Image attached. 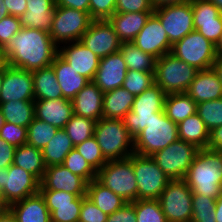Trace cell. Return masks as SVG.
<instances>
[{
	"label": "cell",
	"mask_w": 222,
	"mask_h": 222,
	"mask_svg": "<svg viewBox=\"0 0 222 222\" xmlns=\"http://www.w3.org/2000/svg\"><path fill=\"white\" fill-rule=\"evenodd\" d=\"M191 1L192 0H151V3L153 5L154 9H156V8H161L164 6L188 3Z\"/></svg>",
	"instance_id": "91938a15"
},
{
	"label": "cell",
	"mask_w": 222,
	"mask_h": 222,
	"mask_svg": "<svg viewBox=\"0 0 222 222\" xmlns=\"http://www.w3.org/2000/svg\"><path fill=\"white\" fill-rule=\"evenodd\" d=\"M211 1L215 6L219 8V10L222 12V0H209Z\"/></svg>",
	"instance_id": "a7ac6f4b"
},
{
	"label": "cell",
	"mask_w": 222,
	"mask_h": 222,
	"mask_svg": "<svg viewBox=\"0 0 222 222\" xmlns=\"http://www.w3.org/2000/svg\"><path fill=\"white\" fill-rule=\"evenodd\" d=\"M136 222H167L158 199H139L134 201Z\"/></svg>",
	"instance_id": "60d3db41"
},
{
	"label": "cell",
	"mask_w": 222,
	"mask_h": 222,
	"mask_svg": "<svg viewBox=\"0 0 222 222\" xmlns=\"http://www.w3.org/2000/svg\"><path fill=\"white\" fill-rule=\"evenodd\" d=\"M74 145L64 129H58L48 144L41 149L46 167L63 164Z\"/></svg>",
	"instance_id": "e575fe53"
},
{
	"label": "cell",
	"mask_w": 222,
	"mask_h": 222,
	"mask_svg": "<svg viewBox=\"0 0 222 222\" xmlns=\"http://www.w3.org/2000/svg\"><path fill=\"white\" fill-rule=\"evenodd\" d=\"M164 113L174 123H179L197 111V104L187 93L168 94L164 99Z\"/></svg>",
	"instance_id": "836d02e7"
},
{
	"label": "cell",
	"mask_w": 222,
	"mask_h": 222,
	"mask_svg": "<svg viewBox=\"0 0 222 222\" xmlns=\"http://www.w3.org/2000/svg\"><path fill=\"white\" fill-rule=\"evenodd\" d=\"M90 0H56V6L69 7L89 13Z\"/></svg>",
	"instance_id": "680465c9"
},
{
	"label": "cell",
	"mask_w": 222,
	"mask_h": 222,
	"mask_svg": "<svg viewBox=\"0 0 222 222\" xmlns=\"http://www.w3.org/2000/svg\"><path fill=\"white\" fill-rule=\"evenodd\" d=\"M154 12L151 0H117L115 13Z\"/></svg>",
	"instance_id": "f5cc1de1"
},
{
	"label": "cell",
	"mask_w": 222,
	"mask_h": 222,
	"mask_svg": "<svg viewBox=\"0 0 222 222\" xmlns=\"http://www.w3.org/2000/svg\"><path fill=\"white\" fill-rule=\"evenodd\" d=\"M152 118H154V113H152V115H139L131 110L125 115L123 122L134 139L141 131L144 130L146 124H148Z\"/></svg>",
	"instance_id": "816d5d0a"
},
{
	"label": "cell",
	"mask_w": 222,
	"mask_h": 222,
	"mask_svg": "<svg viewBox=\"0 0 222 222\" xmlns=\"http://www.w3.org/2000/svg\"><path fill=\"white\" fill-rule=\"evenodd\" d=\"M35 118L63 129L73 115V104L66 98L34 100Z\"/></svg>",
	"instance_id": "7402d4cb"
},
{
	"label": "cell",
	"mask_w": 222,
	"mask_h": 222,
	"mask_svg": "<svg viewBox=\"0 0 222 222\" xmlns=\"http://www.w3.org/2000/svg\"><path fill=\"white\" fill-rule=\"evenodd\" d=\"M0 139L18 148L27 143V127L5 122L0 129Z\"/></svg>",
	"instance_id": "7dc6e473"
},
{
	"label": "cell",
	"mask_w": 222,
	"mask_h": 222,
	"mask_svg": "<svg viewBox=\"0 0 222 222\" xmlns=\"http://www.w3.org/2000/svg\"><path fill=\"white\" fill-rule=\"evenodd\" d=\"M2 80H3V72H0V91H1Z\"/></svg>",
	"instance_id": "8c879c8a"
},
{
	"label": "cell",
	"mask_w": 222,
	"mask_h": 222,
	"mask_svg": "<svg viewBox=\"0 0 222 222\" xmlns=\"http://www.w3.org/2000/svg\"><path fill=\"white\" fill-rule=\"evenodd\" d=\"M58 128L37 118L27 127V143L37 149H43L56 134Z\"/></svg>",
	"instance_id": "ab89813d"
},
{
	"label": "cell",
	"mask_w": 222,
	"mask_h": 222,
	"mask_svg": "<svg viewBox=\"0 0 222 222\" xmlns=\"http://www.w3.org/2000/svg\"><path fill=\"white\" fill-rule=\"evenodd\" d=\"M5 121L15 125L28 127L35 118L34 101L11 100L0 104Z\"/></svg>",
	"instance_id": "8d00e7d4"
},
{
	"label": "cell",
	"mask_w": 222,
	"mask_h": 222,
	"mask_svg": "<svg viewBox=\"0 0 222 222\" xmlns=\"http://www.w3.org/2000/svg\"><path fill=\"white\" fill-rule=\"evenodd\" d=\"M134 202H127L122 208L108 215L106 222H136Z\"/></svg>",
	"instance_id": "db71d44e"
},
{
	"label": "cell",
	"mask_w": 222,
	"mask_h": 222,
	"mask_svg": "<svg viewBox=\"0 0 222 222\" xmlns=\"http://www.w3.org/2000/svg\"><path fill=\"white\" fill-rule=\"evenodd\" d=\"M94 137L107 161L129 158L134 153V139L123 119H99Z\"/></svg>",
	"instance_id": "3957f363"
},
{
	"label": "cell",
	"mask_w": 222,
	"mask_h": 222,
	"mask_svg": "<svg viewBox=\"0 0 222 222\" xmlns=\"http://www.w3.org/2000/svg\"><path fill=\"white\" fill-rule=\"evenodd\" d=\"M96 121L73 114L63 128L74 146L94 136Z\"/></svg>",
	"instance_id": "f35d334b"
},
{
	"label": "cell",
	"mask_w": 222,
	"mask_h": 222,
	"mask_svg": "<svg viewBox=\"0 0 222 222\" xmlns=\"http://www.w3.org/2000/svg\"><path fill=\"white\" fill-rule=\"evenodd\" d=\"M27 9L20 17L22 27L50 32L56 0H26Z\"/></svg>",
	"instance_id": "d4e9b609"
},
{
	"label": "cell",
	"mask_w": 222,
	"mask_h": 222,
	"mask_svg": "<svg viewBox=\"0 0 222 222\" xmlns=\"http://www.w3.org/2000/svg\"><path fill=\"white\" fill-rule=\"evenodd\" d=\"M9 66L6 51L0 46V72H3Z\"/></svg>",
	"instance_id": "be15d7a7"
},
{
	"label": "cell",
	"mask_w": 222,
	"mask_h": 222,
	"mask_svg": "<svg viewBox=\"0 0 222 222\" xmlns=\"http://www.w3.org/2000/svg\"><path fill=\"white\" fill-rule=\"evenodd\" d=\"M92 21L93 19L88 12L55 6V14L49 34L58 47L61 44L80 41Z\"/></svg>",
	"instance_id": "52a82bcc"
},
{
	"label": "cell",
	"mask_w": 222,
	"mask_h": 222,
	"mask_svg": "<svg viewBox=\"0 0 222 222\" xmlns=\"http://www.w3.org/2000/svg\"><path fill=\"white\" fill-rule=\"evenodd\" d=\"M179 139L178 126L164 111L154 113V118L134 138V153L152 156Z\"/></svg>",
	"instance_id": "277c9868"
},
{
	"label": "cell",
	"mask_w": 222,
	"mask_h": 222,
	"mask_svg": "<svg viewBox=\"0 0 222 222\" xmlns=\"http://www.w3.org/2000/svg\"><path fill=\"white\" fill-rule=\"evenodd\" d=\"M74 147L96 171L108 162L94 136Z\"/></svg>",
	"instance_id": "bcb514c9"
},
{
	"label": "cell",
	"mask_w": 222,
	"mask_h": 222,
	"mask_svg": "<svg viewBox=\"0 0 222 222\" xmlns=\"http://www.w3.org/2000/svg\"><path fill=\"white\" fill-rule=\"evenodd\" d=\"M177 126L179 139L198 149L208 148L210 131L197 113L179 122Z\"/></svg>",
	"instance_id": "f546056e"
},
{
	"label": "cell",
	"mask_w": 222,
	"mask_h": 222,
	"mask_svg": "<svg viewBox=\"0 0 222 222\" xmlns=\"http://www.w3.org/2000/svg\"><path fill=\"white\" fill-rule=\"evenodd\" d=\"M96 180L127 202L137 200L133 154L126 159L108 161L97 171Z\"/></svg>",
	"instance_id": "8992f818"
},
{
	"label": "cell",
	"mask_w": 222,
	"mask_h": 222,
	"mask_svg": "<svg viewBox=\"0 0 222 222\" xmlns=\"http://www.w3.org/2000/svg\"><path fill=\"white\" fill-rule=\"evenodd\" d=\"M199 150L193 144L178 139L151 157L170 180L184 179Z\"/></svg>",
	"instance_id": "7c38bea8"
},
{
	"label": "cell",
	"mask_w": 222,
	"mask_h": 222,
	"mask_svg": "<svg viewBox=\"0 0 222 222\" xmlns=\"http://www.w3.org/2000/svg\"><path fill=\"white\" fill-rule=\"evenodd\" d=\"M17 222H51L50 212L40 192L8 207Z\"/></svg>",
	"instance_id": "484cf974"
},
{
	"label": "cell",
	"mask_w": 222,
	"mask_h": 222,
	"mask_svg": "<svg viewBox=\"0 0 222 222\" xmlns=\"http://www.w3.org/2000/svg\"><path fill=\"white\" fill-rule=\"evenodd\" d=\"M155 73L128 70L122 87L134 96L141 94L155 83Z\"/></svg>",
	"instance_id": "f6af8a7d"
},
{
	"label": "cell",
	"mask_w": 222,
	"mask_h": 222,
	"mask_svg": "<svg viewBox=\"0 0 222 222\" xmlns=\"http://www.w3.org/2000/svg\"><path fill=\"white\" fill-rule=\"evenodd\" d=\"M13 164L25 169L40 182L46 170L42 151L28 144L21 145L15 149Z\"/></svg>",
	"instance_id": "d6a6232c"
},
{
	"label": "cell",
	"mask_w": 222,
	"mask_h": 222,
	"mask_svg": "<svg viewBox=\"0 0 222 222\" xmlns=\"http://www.w3.org/2000/svg\"><path fill=\"white\" fill-rule=\"evenodd\" d=\"M132 43L143 52L154 56L156 59L171 52L172 49L167 33L159 18L154 13L147 19L145 26Z\"/></svg>",
	"instance_id": "ac0fdd59"
},
{
	"label": "cell",
	"mask_w": 222,
	"mask_h": 222,
	"mask_svg": "<svg viewBox=\"0 0 222 222\" xmlns=\"http://www.w3.org/2000/svg\"><path fill=\"white\" fill-rule=\"evenodd\" d=\"M166 94L154 83L141 94L135 96L132 111L139 115H152V113L164 111V99Z\"/></svg>",
	"instance_id": "74e56055"
},
{
	"label": "cell",
	"mask_w": 222,
	"mask_h": 222,
	"mask_svg": "<svg viewBox=\"0 0 222 222\" xmlns=\"http://www.w3.org/2000/svg\"><path fill=\"white\" fill-rule=\"evenodd\" d=\"M128 70L155 73L156 58L132 42H121L120 50Z\"/></svg>",
	"instance_id": "d590c367"
},
{
	"label": "cell",
	"mask_w": 222,
	"mask_h": 222,
	"mask_svg": "<svg viewBox=\"0 0 222 222\" xmlns=\"http://www.w3.org/2000/svg\"><path fill=\"white\" fill-rule=\"evenodd\" d=\"M216 199L202 194H192V220L191 222H216Z\"/></svg>",
	"instance_id": "b9f144b4"
},
{
	"label": "cell",
	"mask_w": 222,
	"mask_h": 222,
	"mask_svg": "<svg viewBox=\"0 0 222 222\" xmlns=\"http://www.w3.org/2000/svg\"><path fill=\"white\" fill-rule=\"evenodd\" d=\"M186 93L196 104L222 98V81L212 68L199 70Z\"/></svg>",
	"instance_id": "603a6c76"
},
{
	"label": "cell",
	"mask_w": 222,
	"mask_h": 222,
	"mask_svg": "<svg viewBox=\"0 0 222 222\" xmlns=\"http://www.w3.org/2000/svg\"><path fill=\"white\" fill-rule=\"evenodd\" d=\"M153 13L162 23L172 46L195 30L191 2L156 8Z\"/></svg>",
	"instance_id": "4fadbf2b"
},
{
	"label": "cell",
	"mask_w": 222,
	"mask_h": 222,
	"mask_svg": "<svg viewBox=\"0 0 222 222\" xmlns=\"http://www.w3.org/2000/svg\"><path fill=\"white\" fill-rule=\"evenodd\" d=\"M216 53H217V57H222V34H221L220 40L218 41L216 45Z\"/></svg>",
	"instance_id": "003e7915"
},
{
	"label": "cell",
	"mask_w": 222,
	"mask_h": 222,
	"mask_svg": "<svg viewBox=\"0 0 222 222\" xmlns=\"http://www.w3.org/2000/svg\"><path fill=\"white\" fill-rule=\"evenodd\" d=\"M9 15L21 17L27 9L26 0H4Z\"/></svg>",
	"instance_id": "9f6ffc18"
},
{
	"label": "cell",
	"mask_w": 222,
	"mask_h": 222,
	"mask_svg": "<svg viewBox=\"0 0 222 222\" xmlns=\"http://www.w3.org/2000/svg\"><path fill=\"white\" fill-rule=\"evenodd\" d=\"M58 48L49 32L22 27L4 49L9 66L33 72L51 66Z\"/></svg>",
	"instance_id": "6da1fadb"
},
{
	"label": "cell",
	"mask_w": 222,
	"mask_h": 222,
	"mask_svg": "<svg viewBox=\"0 0 222 222\" xmlns=\"http://www.w3.org/2000/svg\"><path fill=\"white\" fill-rule=\"evenodd\" d=\"M7 16H9V13L7 11V7L4 4V0H0V20Z\"/></svg>",
	"instance_id": "03108f58"
},
{
	"label": "cell",
	"mask_w": 222,
	"mask_h": 222,
	"mask_svg": "<svg viewBox=\"0 0 222 222\" xmlns=\"http://www.w3.org/2000/svg\"><path fill=\"white\" fill-rule=\"evenodd\" d=\"M153 12L114 13L108 20L121 42H132Z\"/></svg>",
	"instance_id": "83f0119b"
},
{
	"label": "cell",
	"mask_w": 222,
	"mask_h": 222,
	"mask_svg": "<svg viewBox=\"0 0 222 222\" xmlns=\"http://www.w3.org/2000/svg\"><path fill=\"white\" fill-rule=\"evenodd\" d=\"M208 148L222 153V125L210 131Z\"/></svg>",
	"instance_id": "6f0895ef"
},
{
	"label": "cell",
	"mask_w": 222,
	"mask_h": 222,
	"mask_svg": "<svg viewBox=\"0 0 222 222\" xmlns=\"http://www.w3.org/2000/svg\"><path fill=\"white\" fill-rule=\"evenodd\" d=\"M50 212L51 222H78L82 200L86 196H77L65 191L39 190Z\"/></svg>",
	"instance_id": "2e32d148"
},
{
	"label": "cell",
	"mask_w": 222,
	"mask_h": 222,
	"mask_svg": "<svg viewBox=\"0 0 222 222\" xmlns=\"http://www.w3.org/2000/svg\"><path fill=\"white\" fill-rule=\"evenodd\" d=\"M108 215L98 208L89 198L82 200L78 222H106Z\"/></svg>",
	"instance_id": "f907efd6"
},
{
	"label": "cell",
	"mask_w": 222,
	"mask_h": 222,
	"mask_svg": "<svg viewBox=\"0 0 222 222\" xmlns=\"http://www.w3.org/2000/svg\"><path fill=\"white\" fill-rule=\"evenodd\" d=\"M213 69L219 76V79L222 81V57H217L214 64Z\"/></svg>",
	"instance_id": "e7e4bbea"
},
{
	"label": "cell",
	"mask_w": 222,
	"mask_h": 222,
	"mask_svg": "<svg viewBox=\"0 0 222 222\" xmlns=\"http://www.w3.org/2000/svg\"><path fill=\"white\" fill-rule=\"evenodd\" d=\"M3 208H6V207L3 205L2 196H1V193H0V209H3Z\"/></svg>",
	"instance_id": "2644e50d"
},
{
	"label": "cell",
	"mask_w": 222,
	"mask_h": 222,
	"mask_svg": "<svg viewBox=\"0 0 222 222\" xmlns=\"http://www.w3.org/2000/svg\"><path fill=\"white\" fill-rule=\"evenodd\" d=\"M133 170L137 182V200L158 199L170 181L151 156L133 153Z\"/></svg>",
	"instance_id": "30bf717a"
},
{
	"label": "cell",
	"mask_w": 222,
	"mask_h": 222,
	"mask_svg": "<svg viewBox=\"0 0 222 222\" xmlns=\"http://www.w3.org/2000/svg\"><path fill=\"white\" fill-rule=\"evenodd\" d=\"M117 0H90L89 14L93 20L109 19L116 9Z\"/></svg>",
	"instance_id": "c3c4849f"
},
{
	"label": "cell",
	"mask_w": 222,
	"mask_h": 222,
	"mask_svg": "<svg viewBox=\"0 0 222 222\" xmlns=\"http://www.w3.org/2000/svg\"><path fill=\"white\" fill-rule=\"evenodd\" d=\"M215 219L216 222H222V195L216 199Z\"/></svg>",
	"instance_id": "6125c7cd"
},
{
	"label": "cell",
	"mask_w": 222,
	"mask_h": 222,
	"mask_svg": "<svg viewBox=\"0 0 222 222\" xmlns=\"http://www.w3.org/2000/svg\"><path fill=\"white\" fill-rule=\"evenodd\" d=\"M127 65L120 51L99 60L94 82L103 92L122 87L127 73Z\"/></svg>",
	"instance_id": "44dd1931"
},
{
	"label": "cell",
	"mask_w": 222,
	"mask_h": 222,
	"mask_svg": "<svg viewBox=\"0 0 222 222\" xmlns=\"http://www.w3.org/2000/svg\"><path fill=\"white\" fill-rule=\"evenodd\" d=\"M198 72L196 67L169 52L156 60L154 78L166 95L186 93Z\"/></svg>",
	"instance_id": "5b68a950"
},
{
	"label": "cell",
	"mask_w": 222,
	"mask_h": 222,
	"mask_svg": "<svg viewBox=\"0 0 222 222\" xmlns=\"http://www.w3.org/2000/svg\"><path fill=\"white\" fill-rule=\"evenodd\" d=\"M11 100H35L32 72L12 66H8L3 71L0 104Z\"/></svg>",
	"instance_id": "9a60e30c"
},
{
	"label": "cell",
	"mask_w": 222,
	"mask_h": 222,
	"mask_svg": "<svg viewBox=\"0 0 222 222\" xmlns=\"http://www.w3.org/2000/svg\"><path fill=\"white\" fill-rule=\"evenodd\" d=\"M192 194L184 179L169 181L158 198L167 222H191Z\"/></svg>",
	"instance_id": "8fae6325"
},
{
	"label": "cell",
	"mask_w": 222,
	"mask_h": 222,
	"mask_svg": "<svg viewBox=\"0 0 222 222\" xmlns=\"http://www.w3.org/2000/svg\"><path fill=\"white\" fill-rule=\"evenodd\" d=\"M87 182L72 173L63 164L46 167L40 182V190L65 191L77 196H86Z\"/></svg>",
	"instance_id": "d6986e66"
},
{
	"label": "cell",
	"mask_w": 222,
	"mask_h": 222,
	"mask_svg": "<svg viewBox=\"0 0 222 222\" xmlns=\"http://www.w3.org/2000/svg\"><path fill=\"white\" fill-rule=\"evenodd\" d=\"M0 222H17L14 214L6 207L0 209Z\"/></svg>",
	"instance_id": "94428289"
},
{
	"label": "cell",
	"mask_w": 222,
	"mask_h": 222,
	"mask_svg": "<svg viewBox=\"0 0 222 222\" xmlns=\"http://www.w3.org/2000/svg\"><path fill=\"white\" fill-rule=\"evenodd\" d=\"M191 6L194 29L217 45L222 34V12L209 0H192Z\"/></svg>",
	"instance_id": "e0dca14e"
},
{
	"label": "cell",
	"mask_w": 222,
	"mask_h": 222,
	"mask_svg": "<svg viewBox=\"0 0 222 222\" xmlns=\"http://www.w3.org/2000/svg\"><path fill=\"white\" fill-rule=\"evenodd\" d=\"M22 28L19 17L9 15L0 20V46L6 47L11 38H13Z\"/></svg>",
	"instance_id": "681fc988"
},
{
	"label": "cell",
	"mask_w": 222,
	"mask_h": 222,
	"mask_svg": "<svg viewBox=\"0 0 222 222\" xmlns=\"http://www.w3.org/2000/svg\"><path fill=\"white\" fill-rule=\"evenodd\" d=\"M184 180L193 193L217 199L222 195V153L200 149Z\"/></svg>",
	"instance_id": "7a4b0ae2"
},
{
	"label": "cell",
	"mask_w": 222,
	"mask_h": 222,
	"mask_svg": "<svg viewBox=\"0 0 222 222\" xmlns=\"http://www.w3.org/2000/svg\"><path fill=\"white\" fill-rule=\"evenodd\" d=\"M40 181L23 168L11 164L0 168V193L5 207L38 193Z\"/></svg>",
	"instance_id": "9c48e42d"
},
{
	"label": "cell",
	"mask_w": 222,
	"mask_h": 222,
	"mask_svg": "<svg viewBox=\"0 0 222 222\" xmlns=\"http://www.w3.org/2000/svg\"><path fill=\"white\" fill-rule=\"evenodd\" d=\"M51 66L55 71L63 98L72 100L90 82L89 79L79 75L71 68L59 54L56 55Z\"/></svg>",
	"instance_id": "4316f807"
},
{
	"label": "cell",
	"mask_w": 222,
	"mask_h": 222,
	"mask_svg": "<svg viewBox=\"0 0 222 222\" xmlns=\"http://www.w3.org/2000/svg\"><path fill=\"white\" fill-rule=\"evenodd\" d=\"M171 53L198 70L212 68L217 58L216 45L196 30L176 42Z\"/></svg>",
	"instance_id": "ba28073f"
},
{
	"label": "cell",
	"mask_w": 222,
	"mask_h": 222,
	"mask_svg": "<svg viewBox=\"0 0 222 222\" xmlns=\"http://www.w3.org/2000/svg\"><path fill=\"white\" fill-rule=\"evenodd\" d=\"M58 54L73 68L79 75L93 81L99 67V58L80 41L66 43L59 46Z\"/></svg>",
	"instance_id": "ffe728a7"
},
{
	"label": "cell",
	"mask_w": 222,
	"mask_h": 222,
	"mask_svg": "<svg viewBox=\"0 0 222 222\" xmlns=\"http://www.w3.org/2000/svg\"><path fill=\"white\" fill-rule=\"evenodd\" d=\"M135 96L123 87L104 92L102 118L123 119L132 110Z\"/></svg>",
	"instance_id": "f1b7e54d"
},
{
	"label": "cell",
	"mask_w": 222,
	"mask_h": 222,
	"mask_svg": "<svg viewBox=\"0 0 222 222\" xmlns=\"http://www.w3.org/2000/svg\"><path fill=\"white\" fill-rule=\"evenodd\" d=\"M63 165L75 175L82 177L87 183L96 179L97 171L75 147L65 157Z\"/></svg>",
	"instance_id": "7bdbcfd3"
},
{
	"label": "cell",
	"mask_w": 222,
	"mask_h": 222,
	"mask_svg": "<svg viewBox=\"0 0 222 222\" xmlns=\"http://www.w3.org/2000/svg\"><path fill=\"white\" fill-rule=\"evenodd\" d=\"M35 100L62 98V90L52 66L32 72Z\"/></svg>",
	"instance_id": "1f68e13d"
},
{
	"label": "cell",
	"mask_w": 222,
	"mask_h": 222,
	"mask_svg": "<svg viewBox=\"0 0 222 222\" xmlns=\"http://www.w3.org/2000/svg\"><path fill=\"white\" fill-rule=\"evenodd\" d=\"M196 113L204 121L209 131L215 127L221 126L222 98L198 103Z\"/></svg>",
	"instance_id": "ee69618b"
},
{
	"label": "cell",
	"mask_w": 222,
	"mask_h": 222,
	"mask_svg": "<svg viewBox=\"0 0 222 222\" xmlns=\"http://www.w3.org/2000/svg\"><path fill=\"white\" fill-rule=\"evenodd\" d=\"M15 147L0 139V168H8L14 161Z\"/></svg>",
	"instance_id": "11a10c76"
},
{
	"label": "cell",
	"mask_w": 222,
	"mask_h": 222,
	"mask_svg": "<svg viewBox=\"0 0 222 222\" xmlns=\"http://www.w3.org/2000/svg\"><path fill=\"white\" fill-rule=\"evenodd\" d=\"M86 197L107 215L112 214L127 203L121 196L116 195L96 179L87 184Z\"/></svg>",
	"instance_id": "4dcf8cb0"
},
{
	"label": "cell",
	"mask_w": 222,
	"mask_h": 222,
	"mask_svg": "<svg viewBox=\"0 0 222 222\" xmlns=\"http://www.w3.org/2000/svg\"><path fill=\"white\" fill-rule=\"evenodd\" d=\"M104 92L92 81H90L71 100L73 114L95 120L102 118Z\"/></svg>",
	"instance_id": "cb8c5ba5"
},
{
	"label": "cell",
	"mask_w": 222,
	"mask_h": 222,
	"mask_svg": "<svg viewBox=\"0 0 222 222\" xmlns=\"http://www.w3.org/2000/svg\"><path fill=\"white\" fill-rule=\"evenodd\" d=\"M80 42L89 48L99 59L120 50L121 41L108 19L93 20Z\"/></svg>",
	"instance_id": "5bb4252c"
},
{
	"label": "cell",
	"mask_w": 222,
	"mask_h": 222,
	"mask_svg": "<svg viewBox=\"0 0 222 222\" xmlns=\"http://www.w3.org/2000/svg\"><path fill=\"white\" fill-rule=\"evenodd\" d=\"M5 122H6L5 118H4V116H3V114L1 113V110H0V129L4 125Z\"/></svg>",
	"instance_id": "89a4df30"
}]
</instances>
